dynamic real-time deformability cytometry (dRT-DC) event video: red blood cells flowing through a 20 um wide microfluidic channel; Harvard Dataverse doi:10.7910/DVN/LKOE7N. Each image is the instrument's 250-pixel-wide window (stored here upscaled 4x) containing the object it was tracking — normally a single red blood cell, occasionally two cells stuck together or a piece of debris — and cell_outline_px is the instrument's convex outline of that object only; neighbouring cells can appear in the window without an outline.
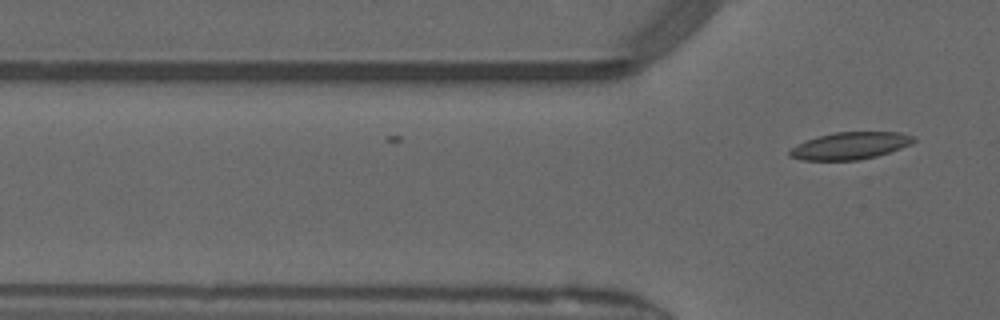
{"species": "common noctule bat (a hibernating species)", "species_latin": "Nyctalus noctula", "temperature_condition": "warm", "stored_images_in_passage": 8, "camera_frame_rate_fps": 3000, "um_per_image_px": 0.085, "animal": {"sex": "male", "forearm_length_mm": 52.5}, "frame": {"image": 1, "passage_image": 8, "time_ms": 2.333, "image_size_px": [1000, 320], "cell_outline_px": [[916, 140], [912, 144], [876, 156], [860, 160], [800, 160], [788, 156], [788, 152], [796, 144], [820, 136], [836, 132], [900, 132], [916, 136]], "centroid_in_image_um": [72.28, 12.39], "position_along_channel_um": 53.5, "area_um2": 19.59}}